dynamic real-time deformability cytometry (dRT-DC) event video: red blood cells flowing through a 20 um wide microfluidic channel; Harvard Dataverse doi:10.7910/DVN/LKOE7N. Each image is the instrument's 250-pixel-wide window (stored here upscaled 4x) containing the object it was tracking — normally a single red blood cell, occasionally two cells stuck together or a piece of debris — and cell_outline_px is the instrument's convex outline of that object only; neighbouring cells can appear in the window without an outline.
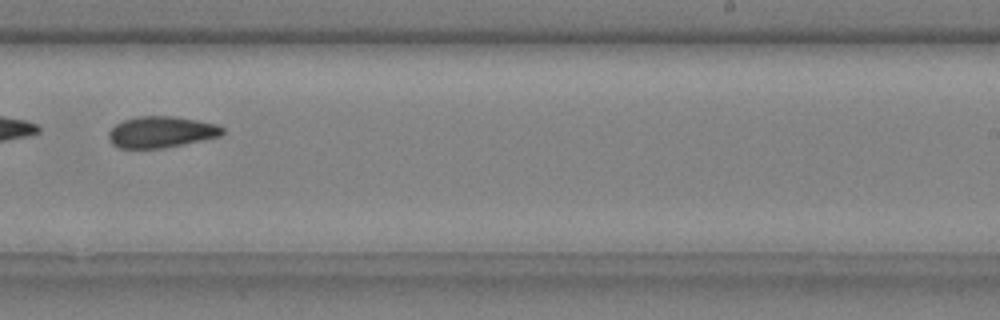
{"species": "common noctule bat (a hibernating species)", "species_latin": "Nyctalus noctula", "temperature_condition": "cold", "stored_images_in_passage": 10, "camera_frame_rate_fps": 3000, "um_per_image_px": 0.085, "animal": {"sex": "male", "body_mass_g": 20.4}, "frame": {"image": 1, "passage_image": 7, "time_ms": 2.0, "image_size_px": [1000, 320], "cell_outline_px": [[224, 132], [220, 136], [164, 148], [120, 148], [112, 144], [108, 140], [108, 132], [116, 124], [124, 120], [136, 116], [172, 116], [196, 120], [216, 124], [224, 128]], "centroid_in_image_um": [13.67, 11.22], "position_along_channel_um": 275.3, "area_um2": 20.69}}